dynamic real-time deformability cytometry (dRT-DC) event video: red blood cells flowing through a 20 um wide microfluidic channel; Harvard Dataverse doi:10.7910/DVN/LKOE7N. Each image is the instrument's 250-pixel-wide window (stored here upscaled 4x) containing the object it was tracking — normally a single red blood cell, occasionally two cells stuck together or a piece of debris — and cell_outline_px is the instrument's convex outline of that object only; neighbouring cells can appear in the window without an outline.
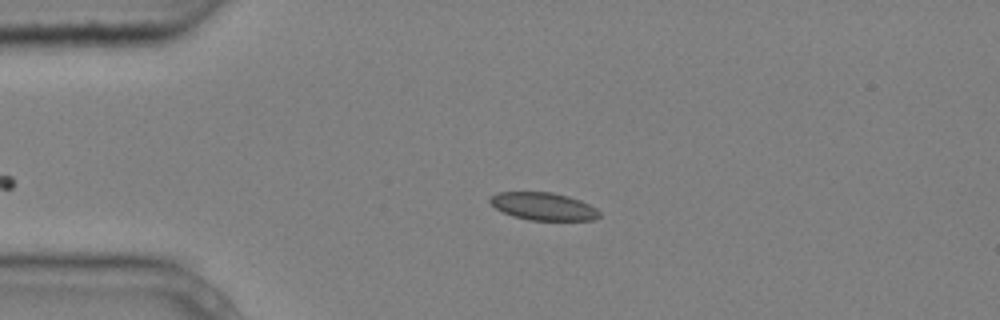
{"species": "common noctule bat (a hibernating species)", "species_latin": "Nyctalus noctula", "temperature_condition": "cold", "stored_images_in_passage": 3, "camera_frame_rate_fps": 3000, "um_per_image_px": 0.085, "animal": {"sex": "male", "body_mass_g": 20.4}, "frame": {"image": 1, "passage_image": 1, "time_ms": 0.0, "image_size_px": [1000, 320], "cell_outline_px": [[600, 216], [596, 220], [528, 220], [512, 216], [496, 208], [488, 200], [492, 196], [500, 192], [552, 192], [568, 196], [580, 200], [596, 208], [600, 212]], "centroid_in_image_um": [46.21, 17.55], "position_along_channel_um": 38.8, "area_um2": 17.57}}
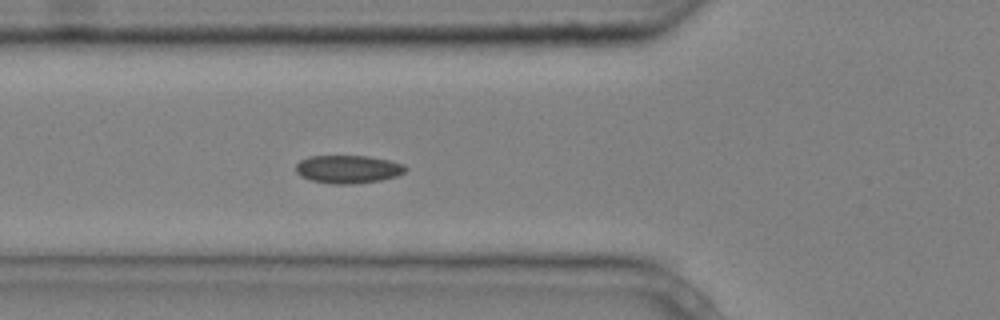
{"frame": {"image": 2, "passage_image": 3, "time_ms": 0.667, "image_size_px": [1000, 320], "cell_outline_px": [[408, 168], [404, 172], [396, 176], [380, 180], [352, 184], [332, 184], [312, 180], [300, 176], [296, 172], [296, 164], [300, 160], [308, 156], [368, 156], [388, 160], [404, 164]], "centroid_in_image_um": [29.57, 14.38], "position_along_channel_um": 96.2, "area_um2": 17.92}}